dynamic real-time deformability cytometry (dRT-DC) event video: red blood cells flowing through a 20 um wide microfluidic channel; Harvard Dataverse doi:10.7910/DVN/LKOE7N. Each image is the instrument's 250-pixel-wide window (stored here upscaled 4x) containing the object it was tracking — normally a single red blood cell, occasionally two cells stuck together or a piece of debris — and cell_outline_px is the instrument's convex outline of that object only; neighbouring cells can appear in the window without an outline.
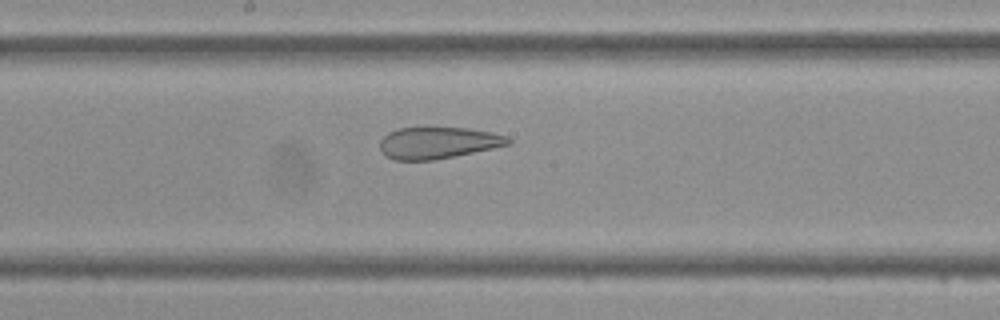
{"species": "Egyptian fruit bat (a non-hibernating species)", "species_latin": "Rousettus aegyptiacus", "temperature_condition": "cold", "stored_images_in_passage": 44, "camera_frame_rate_fps": 3000, "um_per_image_px": 0.085, "frame": {"image": 1, "passage_image": 23, "time_ms": 7.333, "image_size_px": [1000, 320], "cell_outline_px": [[512, 144], [432, 160], [392, 160], [384, 156], [380, 148], [380, 140], [388, 132], [400, 128], [468, 128], [492, 132], [508, 136], [512, 140]], "centroid_in_image_um": [37.22, 12.14], "position_along_channel_um": 211.0, "area_um2": 23.58}}
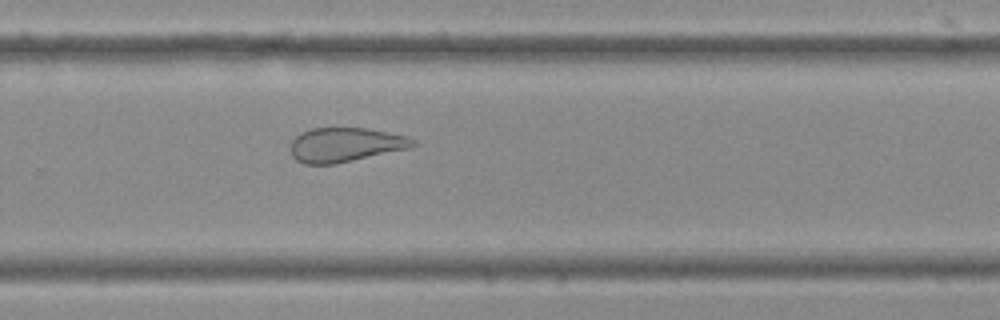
{"frame": {"image": 2, "passage_image": 29, "time_ms": 9.333, "image_size_px": [1000, 320], "cell_outline_px": [[416, 144], [412, 148], [336, 164], [304, 164], [296, 160], [292, 156], [292, 140], [300, 132], [312, 128], [364, 128], [388, 132], [404, 136], [416, 140]], "centroid_in_image_um": [29.36, 12.31], "position_along_channel_um": 300.4, "area_um2": 24.51}}
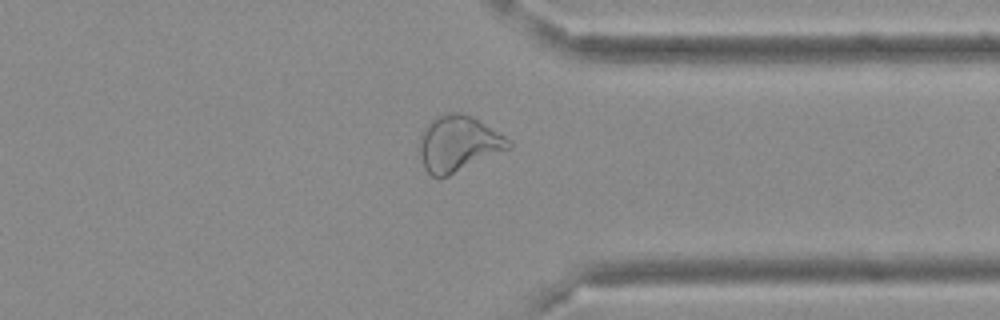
{"frame": {"image": 3, "passage_image": 34, "time_ms": 11.0, "image_size_px": [1000, 320], "cell_outline_px": [[512, 148], [448, 176], [432, 176], [424, 168], [416, 148], [420, 136], [424, 128], [436, 116], [448, 112], [456, 112], [468, 116], [476, 120], [512, 140]], "centroid_in_image_um": [38.92, 12.23], "position_along_channel_um": 372.5, "area_um2": 28.96}}